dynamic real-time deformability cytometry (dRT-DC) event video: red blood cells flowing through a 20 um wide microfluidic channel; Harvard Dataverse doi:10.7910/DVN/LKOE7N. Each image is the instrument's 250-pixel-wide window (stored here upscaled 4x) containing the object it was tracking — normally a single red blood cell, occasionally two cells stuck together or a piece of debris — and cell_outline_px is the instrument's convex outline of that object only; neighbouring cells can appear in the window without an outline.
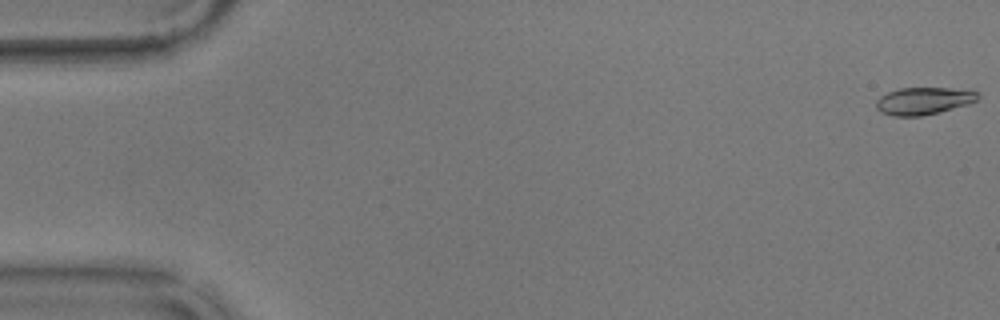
{"species": "common noctule bat (a hibernating species)", "species_latin": "Nyctalus noctula", "temperature_condition": "warm", "stored_images_in_passage": 44, "camera_frame_rate_fps": 3000, "um_per_image_px": 0.085, "animal": {"sex": "male", "body_mass_g": 17.9}, "frame": {"image": 1, "passage_image": 1, "time_ms": 0.0, "image_size_px": [1000, 320], "cell_outline_px": [[980, 96], [976, 100], [968, 104], [940, 112], [920, 116], [892, 116], [880, 112], [876, 108], [876, 100], [880, 96], [888, 92], [900, 88], [972, 88], [980, 92]], "centroid_in_image_um": [78.56, 8.56], "position_along_channel_um": 6.4, "area_um2": 16.53}}
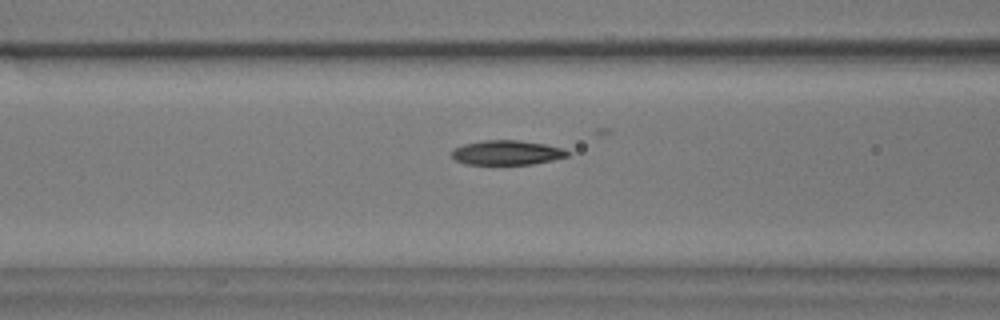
{"frame": {"image": 2, "passage_image": 23, "time_ms": 7.333, "image_size_px": [1000, 320], "cell_outline_px": [[568, 156], [552, 160], [532, 164], [464, 164], [456, 160], [452, 156], [452, 148], [464, 144], [484, 140], [520, 140], [544, 144], [564, 148], [568, 152]], "centroid_in_image_um": [43.07, 12.97], "position_along_channel_um": 123.5, "area_um2": 16.53}}
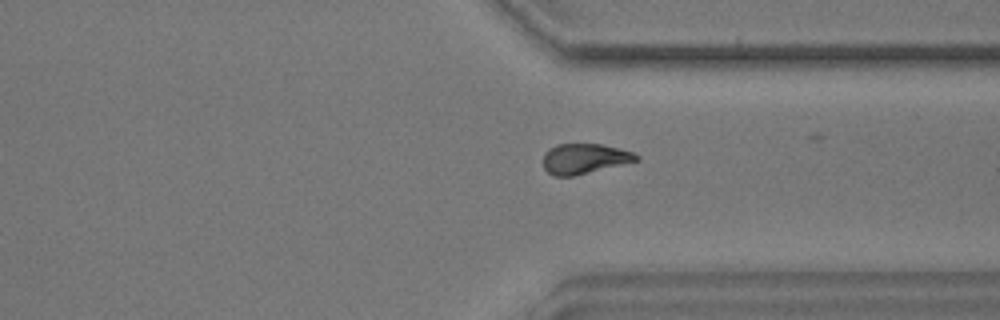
{"frame": {"image": 3, "passage_image": 43, "time_ms": 14.0, "image_size_px": [1000, 320], "cell_outline_px": [[640, 160], [572, 176], [552, 176], [544, 168], [544, 152], [548, 148], [556, 144], [600, 144], [620, 148], [632, 152], [640, 156]], "centroid_in_image_um": [49.66, 13.48], "position_along_channel_um": 361.7, "area_um2": 16.36}}